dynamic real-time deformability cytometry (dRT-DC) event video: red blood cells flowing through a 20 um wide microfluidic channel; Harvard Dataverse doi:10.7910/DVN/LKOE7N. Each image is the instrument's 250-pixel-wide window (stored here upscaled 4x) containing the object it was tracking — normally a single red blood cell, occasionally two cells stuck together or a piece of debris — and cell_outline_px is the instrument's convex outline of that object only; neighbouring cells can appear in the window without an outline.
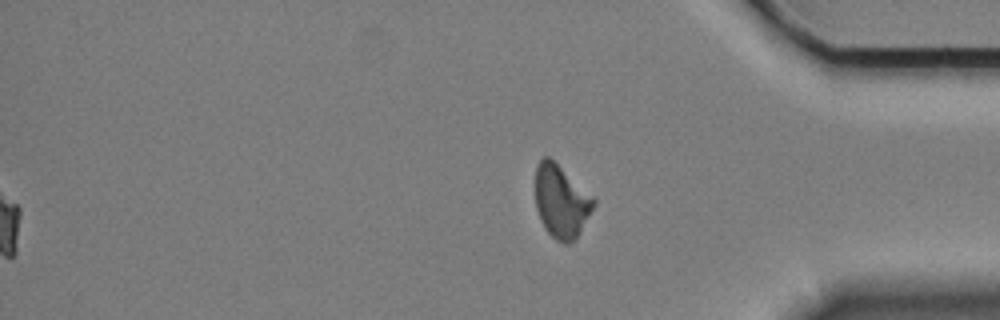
{"species": "Egyptian fruit bat (a non-hibernating species)", "species_latin": "Rousettus aegyptiacus", "temperature_condition": "cold", "stored_images_in_passage": 58, "segment_of_instrument_passage": [2, 2], "camera_frame_rate_fps": 3000, "um_per_image_px": 0.085, "animal": {"sex": "female"}, "frame": {"image": 1, "passage_image": 58, "time_ms": 19.0, "image_size_px": [1000, 320], "cell_outline_px": [[596, 204], [576, 240], [568, 244], [564, 244], [556, 240], [544, 228], [540, 220], [536, 208], [536, 164], [544, 156], [548, 156], [592, 196], [596, 200]], "centroid_in_image_um": [47.7, 17.16], "position_along_channel_um": 387.5, "area_um2": 24.62}}